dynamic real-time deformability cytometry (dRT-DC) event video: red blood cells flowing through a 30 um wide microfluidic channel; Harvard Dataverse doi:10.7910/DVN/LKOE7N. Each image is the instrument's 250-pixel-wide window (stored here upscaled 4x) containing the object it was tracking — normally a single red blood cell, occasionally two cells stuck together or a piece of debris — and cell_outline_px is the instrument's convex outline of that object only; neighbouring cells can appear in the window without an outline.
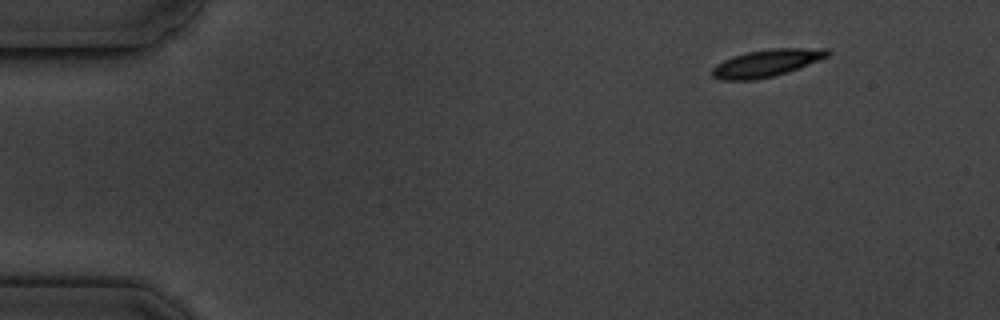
{"species": "common noctule bat (a hibernating species)", "species_latin": "Nyctalus noctula", "temperature_condition": "cold", "stored_images_in_passage": 5, "camera_frame_rate_fps": 3000, "um_per_image_px": 0.085, "animal": {"sex": "male", "body_mass_g": 19.5, "forearm_length_mm": 54.6}, "frame": {"image": 1, "passage_image": 5, "time_ms": 4.667, "image_size_px": [1000, 320], "cell_outline_px": [[832, 52], [828, 56], [800, 68], [788, 72], [756, 80], [720, 80], [712, 76], [712, 68], [716, 64], [732, 56], [748, 52], [772, 48], [828, 48]], "centroid_in_image_um": [65.17, 5.36], "position_along_channel_um": 19.8, "area_um2": 18.44}}